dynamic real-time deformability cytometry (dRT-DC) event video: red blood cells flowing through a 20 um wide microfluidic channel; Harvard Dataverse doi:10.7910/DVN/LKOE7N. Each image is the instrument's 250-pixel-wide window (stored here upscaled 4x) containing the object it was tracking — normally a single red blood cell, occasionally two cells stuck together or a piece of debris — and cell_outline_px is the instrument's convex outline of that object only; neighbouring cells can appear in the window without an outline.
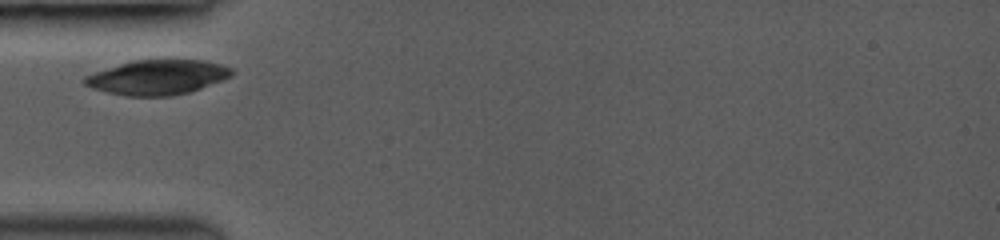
{"species": "common noctule bat (a hibernating species)", "species_latin": "Nyctalus noctula", "temperature_condition": "room temperature", "stored_images_in_passage": 2, "camera_frame_rate_fps": 3000, "um_per_image_px": 0.085, "animal": {"sex": "female", "body_mass_g": 19.0, "forearm_length_mm": 53.3}, "frame": {"image": 1, "passage_image": 1, "time_ms": 0.0, "image_size_px": [1000, 240], "cell_outline_px": [[236, 72], [232, 76], [224, 80], [188, 92], [172, 96], [124, 96], [92, 88], [84, 84], [80, 80], [84, 76], [132, 60], [204, 60], [220, 64], [232, 68]], "centroid_in_image_um": [13.4, 6.57], "position_along_channel_um": 71.6, "area_um2": 29.82}}